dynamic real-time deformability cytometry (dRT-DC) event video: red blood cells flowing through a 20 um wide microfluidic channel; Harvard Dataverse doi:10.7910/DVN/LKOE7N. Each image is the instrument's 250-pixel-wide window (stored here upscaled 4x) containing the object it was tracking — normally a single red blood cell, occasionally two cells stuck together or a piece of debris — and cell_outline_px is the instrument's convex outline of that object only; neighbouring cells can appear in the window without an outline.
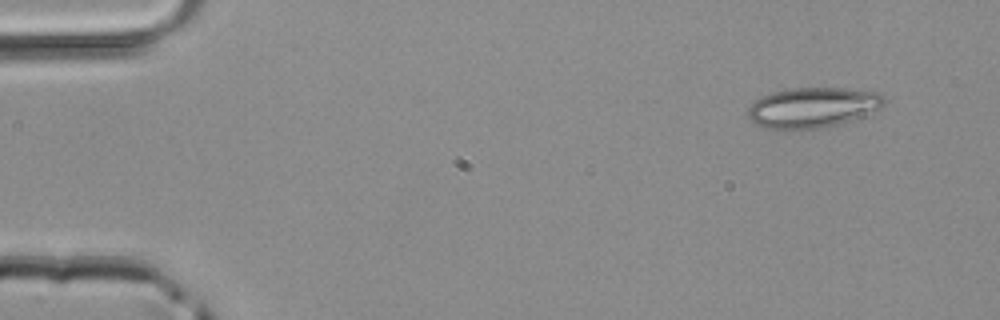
{"species": "common noctule bat (a hibernating species)", "species_latin": "Nyctalus noctula", "temperature_condition": "room temperature", "stored_images_in_passage": 3, "camera_frame_rate_fps": 3000, "um_per_image_px": 0.085, "animal": {"sex": "male", "body_mass_g": 20.4}, "frame": {"image": 1, "passage_image": 1, "time_ms": 0.0, "image_size_px": [1000, 320], "cell_outline_px": [[888, 100], [880, 108], [848, 120], [836, 124], [820, 128], [800, 132], [764, 128], [756, 124], [748, 116], [748, 108], [760, 96], [772, 92], [788, 88], [848, 88], [880, 92]], "centroid_in_image_um": [69.05, 9.15], "position_along_channel_um": 16.0, "area_um2": 32.43}}